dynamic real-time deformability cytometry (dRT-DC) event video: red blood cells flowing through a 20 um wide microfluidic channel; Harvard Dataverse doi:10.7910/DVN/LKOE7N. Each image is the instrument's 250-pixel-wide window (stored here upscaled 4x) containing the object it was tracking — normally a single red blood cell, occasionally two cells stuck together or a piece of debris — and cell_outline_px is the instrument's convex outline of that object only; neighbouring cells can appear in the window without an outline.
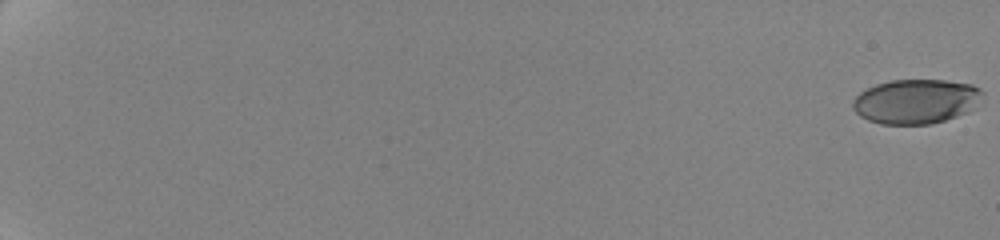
{"species": "human", "species_latin": "Homo sapiens", "temperature_condition": "cold", "stored_images_in_passage": 69, "camera_frame_rate_fps": 3000, "um_per_image_px": 0.085, "donor": {"sex": "female"}, "frame": {"image": 1, "passage_image": 1, "time_ms": 0.0, "image_size_px": [1000, 240], "cell_outline_px": [[984, 92], [968, 112], [932, 124], [880, 124], [868, 120], [860, 116], [852, 108], [852, 100], [860, 92], [876, 84], [892, 80], [944, 80], [972, 84], [980, 88]], "centroid_in_image_um": [77.82, 8.62], "position_along_channel_um": 7.2, "area_um2": 33.52}}
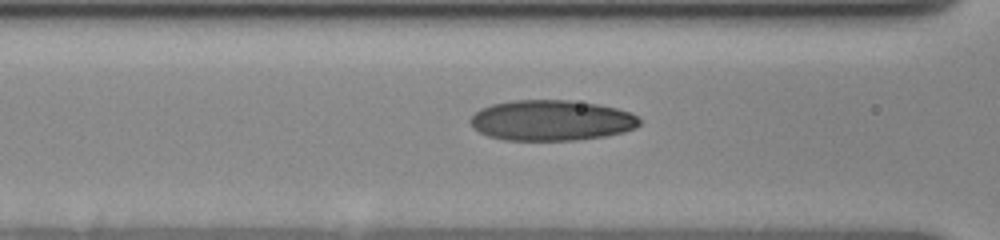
{"frame": {"image": 2, "passage_image": 33, "time_ms": 10.0, "image_size_px": [1000, 240], "cell_outline_px": [[640, 124], [636, 128], [624, 132], [604, 136], [576, 140], [504, 140], [488, 136], [472, 128], [468, 120], [480, 108], [492, 104], [516, 100], [568, 100], [596, 104], [616, 108], [632, 112], [640, 120]], "centroid_in_image_um": [46.85, 10.23], "position_along_channel_um": 119.7, "area_um2": 40.11}}
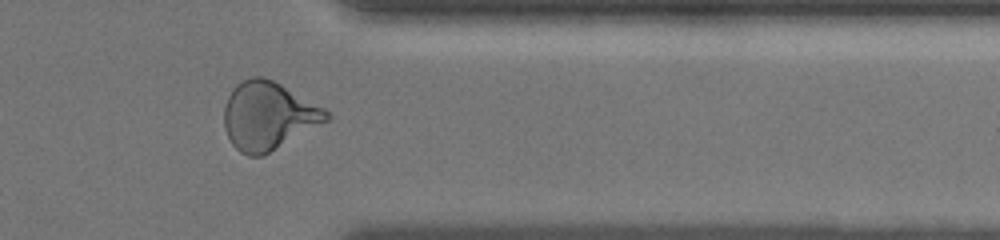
{"frame": {"image": 3, "passage_image": 63, "time_ms": 17.667, "image_size_px": [1000, 240], "cell_outline_px": [[332, 116], [328, 120], [268, 152], [260, 156], [248, 156], [240, 152], [232, 144], [224, 128], [224, 104], [232, 88], [236, 84], [252, 76], [260, 76], [272, 80], [280, 84], [324, 108]], "centroid_in_image_um": [22.76, 9.83], "position_along_channel_um": 388.6, "area_um2": 39.94}, "authors_computed_cell_mechanics": {"area_um2": 37.5122, "velocity_mm_per_s": 3.5259, "shape_relaxation_time_tau1_ms": 4.7234, "shape_relaxation_time_tau2_ms": 1.2421, "deformation_change_tau1": 0.1573, "deformation_change_tau2": 0.0665}}